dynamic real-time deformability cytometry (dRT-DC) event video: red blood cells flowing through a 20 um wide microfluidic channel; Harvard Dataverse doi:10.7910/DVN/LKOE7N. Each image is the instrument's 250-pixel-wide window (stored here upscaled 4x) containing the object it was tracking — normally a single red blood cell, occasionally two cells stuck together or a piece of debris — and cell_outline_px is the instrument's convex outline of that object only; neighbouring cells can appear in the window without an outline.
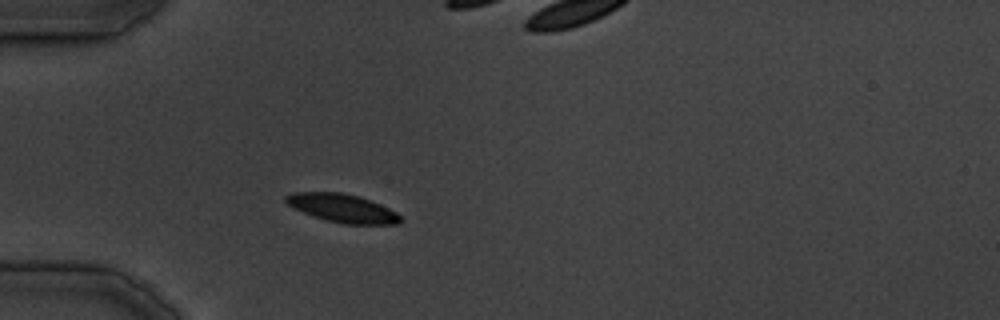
{"species": "common noctule bat (a hibernating species)", "species_latin": "Nyctalus noctula", "temperature_condition": "cold", "stored_images_in_passage": 34, "camera_frame_rate_fps": 3000, "um_per_image_px": 0.085, "animal": {"sex": "male", "body_mass_g": 19.5, "forearm_length_mm": 54.6}, "frame": {"image": 1, "passage_image": 6, "time_ms": 5.667, "image_size_px": [1000, 320], "cell_outline_px": [[404, 220], [400, 224], [344, 224], [324, 220], [292, 208], [284, 200], [284, 196], [292, 192], [340, 192], [360, 196], [380, 204], [396, 212]], "centroid_in_image_um": [29.1, 17.7], "position_along_channel_um": 55.9, "area_um2": 19.13}}